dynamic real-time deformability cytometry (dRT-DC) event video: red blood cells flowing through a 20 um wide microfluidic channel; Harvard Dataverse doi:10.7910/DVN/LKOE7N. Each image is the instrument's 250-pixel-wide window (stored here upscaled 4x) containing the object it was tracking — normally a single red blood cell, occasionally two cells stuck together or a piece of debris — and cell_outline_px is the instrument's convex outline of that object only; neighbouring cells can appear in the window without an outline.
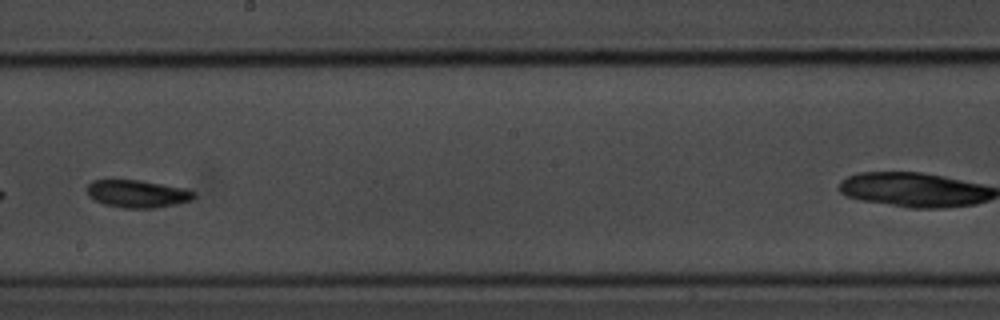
{"species": "common noctule bat (a hibernating species)", "species_latin": "Nyctalus noctula", "temperature_condition": "room temperature", "stored_images_in_passage": 24, "camera_frame_rate_fps": 3000, "um_per_image_px": 0.085, "animal": {"sex": "male", "body_mass_g": 20.1, "forearm_length_mm": 53.5}, "frame": {"image": 1, "passage_image": 14, "time_ms": 4.333, "image_size_px": [1000, 320], "cell_outline_px": [[196, 196], [192, 200], [176, 204], [156, 208], [120, 208], [104, 204], [92, 200], [88, 196], [88, 184], [92, 180], [140, 180], [184, 188], [196, 192]], "centroid_in_image_um": [11.68, 16.48], "position_along_channel_um": 236.5, "area_um2": 17.34}}
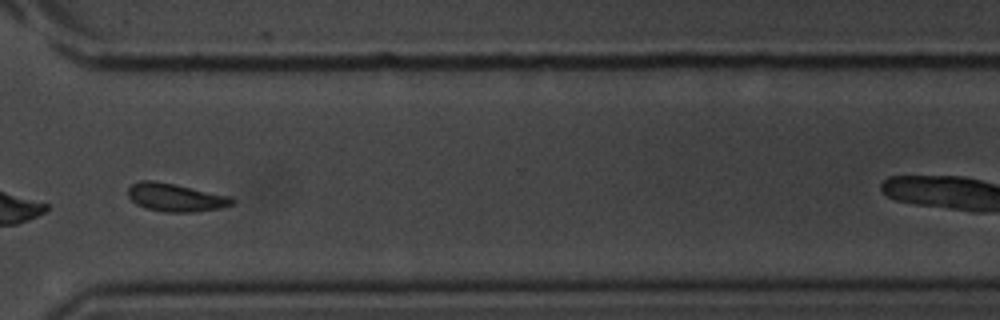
{"frame": {"image": 2, "passage_image": 21, "time_ms": 6.667, "image_size_px": [1000, 320], "cell_outline_px": [[236, 200], [232, 204], [220, 208], [196, 212], [164, 212], [144, 208], [136, 204], [128, 196], [128, 188], [132, 184], [140, 180], [152, 180], [232, 196]], "centroid_in_image_um": [14.92, 16.79], "position_along_channel_um": 355.7, "area_um2": 17.05}}